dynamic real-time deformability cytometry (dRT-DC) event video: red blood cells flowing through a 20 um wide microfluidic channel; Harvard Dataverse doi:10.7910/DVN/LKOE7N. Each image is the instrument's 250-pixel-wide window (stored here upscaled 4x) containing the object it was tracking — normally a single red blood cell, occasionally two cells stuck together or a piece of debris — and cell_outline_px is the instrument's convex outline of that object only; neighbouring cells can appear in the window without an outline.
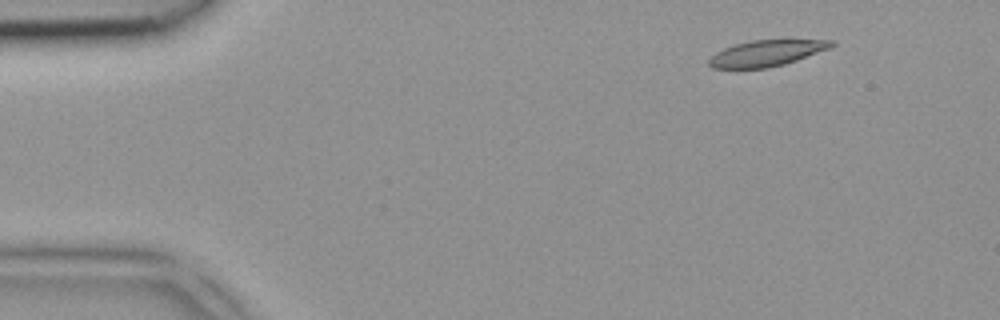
{"species": "common noctule bat (a hibernating species)", "species_latin": "Nyctalus noctula", "temperature_condition": "room temperature", "stored_images_in_passage": 3, "camera_frame_rate_fps": 3000, "um_per_image_px": 0.085, "animal": {"sex": "female", "body_mass_g": 18.4}, "frame": {"image": 1, "passage_image": 1, "time_ms": 0.0, "image_size_px": [1000, 320], "cell_outline_px": [[836, 44], [832, 48], [784, 64], [768, 68], [712, 68], [708, 64], [708, 60], [716, 52], [724, 48], [736, 44], [752, 40], [836, 40]], "centroid_in_image_um": [65.19, 4.52], "position_along_channel_um": 19.8, "area_um2": 18.55}}